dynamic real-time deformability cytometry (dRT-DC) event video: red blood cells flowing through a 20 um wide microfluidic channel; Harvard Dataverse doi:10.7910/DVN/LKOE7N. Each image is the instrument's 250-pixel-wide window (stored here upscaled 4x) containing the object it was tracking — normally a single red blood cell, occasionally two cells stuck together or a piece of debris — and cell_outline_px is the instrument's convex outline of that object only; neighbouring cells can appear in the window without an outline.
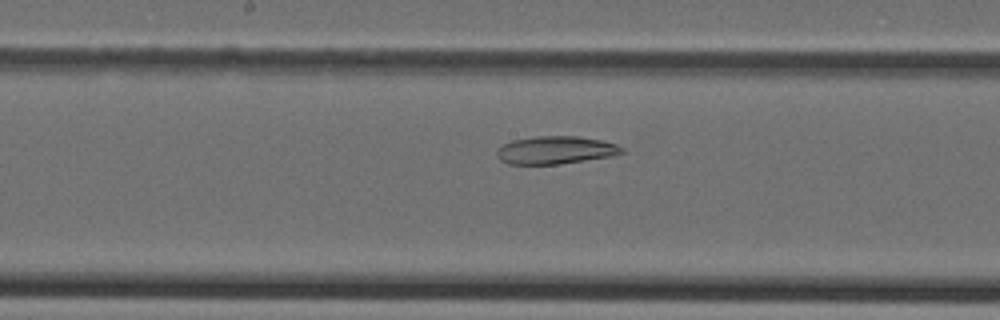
{"species": "Egyptian fruit bat (a non-hibernating species)", "species_latin": "Rousettus aegyptiacus", "temperature_condition": "cold", "stored_images_in_passage": 20, "camera_frame_rate_fps": 3000, "um_per_image_px": 0.085, "animal": {"sex": "female"}, "frame": {"image": 1, "passage_image": 15, "time_ms": 4.667, "image_size_px": [1000, 320], "cell_outline_px": [[624, 152], [612, 156], [560, 164], [508, 164], [500, 160], [496, 156], [496, 148], [512, 140], [536, 136], [580, 136], [600, 140], [616, 144], [624, 148]], "centroid_in_image_um": [47.2, 12.76], "position_along_channel_um": 201.0, "area_um2": 20.4}}